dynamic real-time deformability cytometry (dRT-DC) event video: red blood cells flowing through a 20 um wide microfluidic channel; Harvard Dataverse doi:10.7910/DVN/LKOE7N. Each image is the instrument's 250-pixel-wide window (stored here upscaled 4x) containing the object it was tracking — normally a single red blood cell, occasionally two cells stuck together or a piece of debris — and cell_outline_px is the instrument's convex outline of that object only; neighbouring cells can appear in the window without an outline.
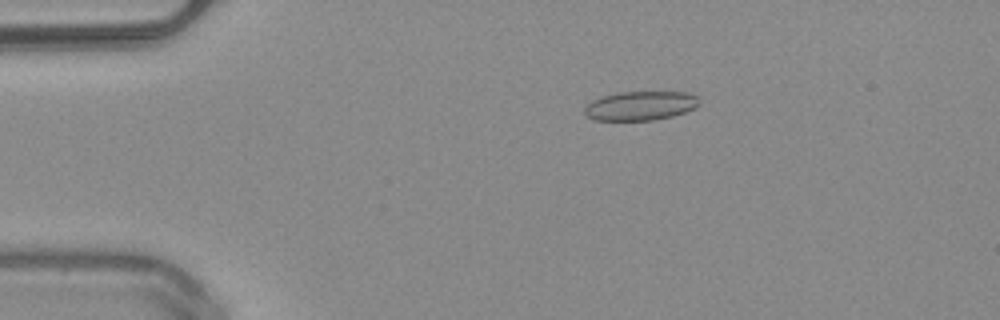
{"species": "common noctule bat (a hibernating species)", "species_latin": "Nyctalus noctula", "temperature_condition": "warm", "stored_images_in_passage": 50, "camera_frame_rate_fps": 3000, "um_per_image_px": 0.085, "animal": {"sex": "male", "body_mass_g": 20.4}, "frame": {"image": 1, "passage_image": 10, "time_ms": 3.0, "image_size_px": [1000, 320], "cell_outline_px": [[700, 104], [684, 112], [672, 116], [652, 120], [592, 120], [584, 112], [584, 108], [592, 100], [600, 96], [616, 92], [688, 92], [696, 96]], "centroid_in_image_um": [54.39, 8.98], "position_along_channel_um": 30.6, "area_um2": 19.42}}
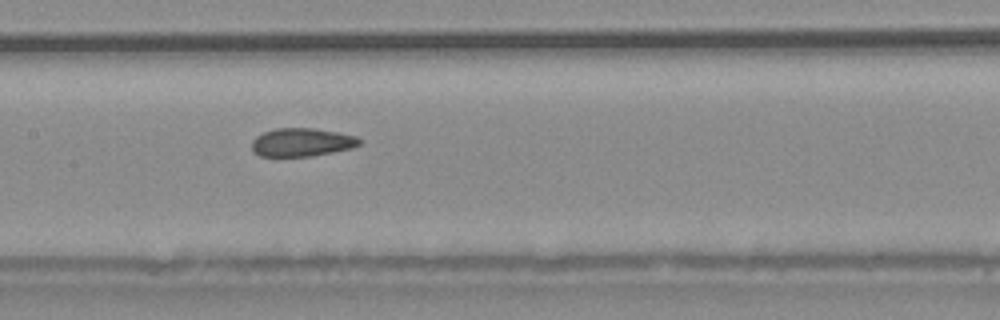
{"frame": {"image": 2, "passage_image": 25, "time_ms": 8.0, "image_size_px": [1000, 320], "cell_outline_px": [[364, 140], [360, 144], [352, 148], [312, 156], [260, 156], [252, 152], [252, 140], [256, 136], [264, 132], [276, 128], [312, 128], [336, 132], [356, 136]], "centroid_in_image_um": [25.65, 12.09], "position_along_channel_um": 181.7, "area_um2": 17.8}}
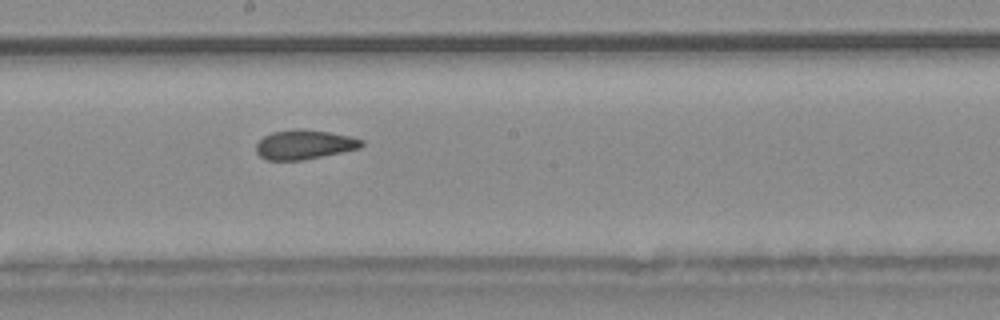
{"frame": {"image": 3, "passage_image": 28, "time_ms": 9.0, "image_size_px": [1000, 320], "cell_outline_px": [[364, 144], [360, 148], [300, 160], [264, 160], [256, 152], [256, 144], [264, 136], [272, 132], [296, 128], [300, 128], [328, 132], [352, 136], [364, 140]], "centroid_in_image_um": [25.85, 12.27], "position_along_channel_um": 222.3, "area_um2": 18.03}, "authors_computed_cell_mechanics": {"area_um2": 18.6694, "velocity_mm_per_s": 4.0713, "shape_relaxation_time_tau1_ms": null, "shape_relaxation_time_tau2_ms": 1.729, "deformation_change_tau1": null, "deformation_change_tau2": 0.0799}}